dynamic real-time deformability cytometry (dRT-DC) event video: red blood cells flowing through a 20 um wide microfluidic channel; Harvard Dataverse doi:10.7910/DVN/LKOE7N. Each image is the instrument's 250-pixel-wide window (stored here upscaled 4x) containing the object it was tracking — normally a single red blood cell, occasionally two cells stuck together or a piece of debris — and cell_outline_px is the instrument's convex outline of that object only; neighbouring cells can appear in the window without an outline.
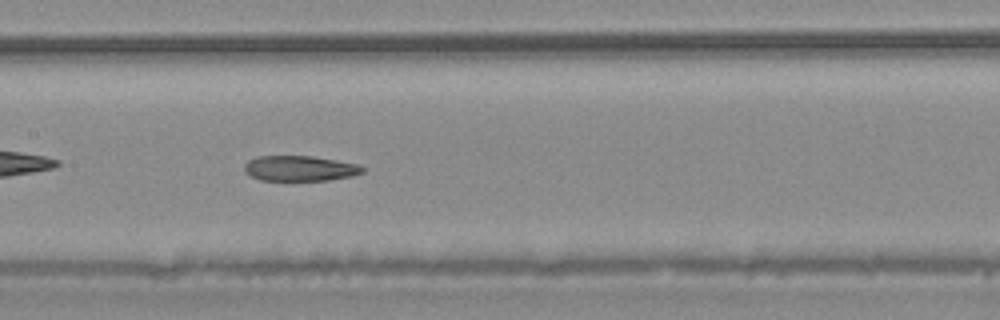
{"species": "common noctule bat (a hibernating species)", "species_latin": "Nyctalus noctula", "temperature_condition": "warm", "stored_images_in_passage": 34, "camera_frame_rate_fps": 3000, "um_per_image_px": 0.085, "animal": {"sex": "male", "body_mass_g": 20.4}, "frame": {"image": 1, "passage_image": 10, "time_ms": 3.0, "image_size_px": [1000, 320], "cell_outline_px": [[364, 172], [352, 176], [328, 180], [260, 180], [244, 172], [244, 164], [248, 160], [256, 156], [312, 156], [360, 164], [364, 168]], "centroid_in_image_um": [25.49, 14.3], "position_along_channel_um": 181.9, "area_um2": 17.51}, "authors_computed_cell_mechanics": {"area_um2": 19.1029, "velocity_mm_per_s": 4.1991, "shape_relaxation_time_tau1_ms": null, "shape_relaxation_time_tau2_ms": 3.4887, "deformation_change_tau1": null, "deformation_change_tau2": 0.1119}}